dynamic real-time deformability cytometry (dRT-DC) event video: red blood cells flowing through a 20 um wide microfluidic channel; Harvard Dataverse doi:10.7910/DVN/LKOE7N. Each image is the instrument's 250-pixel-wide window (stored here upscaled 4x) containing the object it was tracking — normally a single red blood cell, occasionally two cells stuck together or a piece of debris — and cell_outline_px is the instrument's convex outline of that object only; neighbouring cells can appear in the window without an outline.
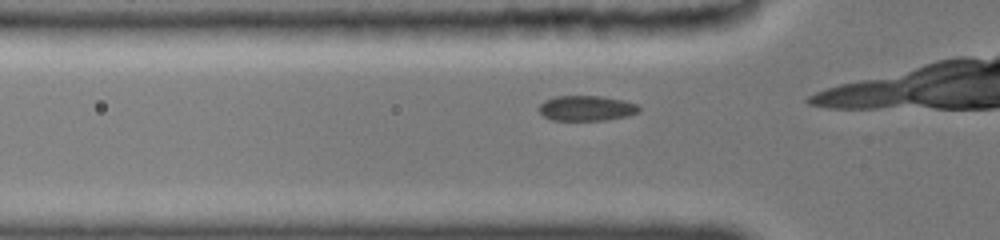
{"species": "common noctule bat (a hibernating species)", "species_latin": "Nyctalus noctula", "temperature_condition": "cold", "stored_images_in_passage": 9, "camera_frame_rate_fps": 3000, "um_per_image_px": 0.085, "animal": {"sex": "female", "body_mass_g": 19.0, "forearm_length_mm": 51.5}, "frame": {"image": 1, "passage_image": 6, "time_ms": 1.333, "image_size_px": [1000, 240], "cell_outline_px": [[640, 112], [628, 116], [604, 120], [552, 120], [544, 116], [540, 112], [540, 104], [544, 100], [556, 96], [600, 96], [624, 100], [640, 104]], "centroid_in_image_um": [49.9, 9.19], "position_along_channel_um": 75.9, "area_um2": 14.8}}